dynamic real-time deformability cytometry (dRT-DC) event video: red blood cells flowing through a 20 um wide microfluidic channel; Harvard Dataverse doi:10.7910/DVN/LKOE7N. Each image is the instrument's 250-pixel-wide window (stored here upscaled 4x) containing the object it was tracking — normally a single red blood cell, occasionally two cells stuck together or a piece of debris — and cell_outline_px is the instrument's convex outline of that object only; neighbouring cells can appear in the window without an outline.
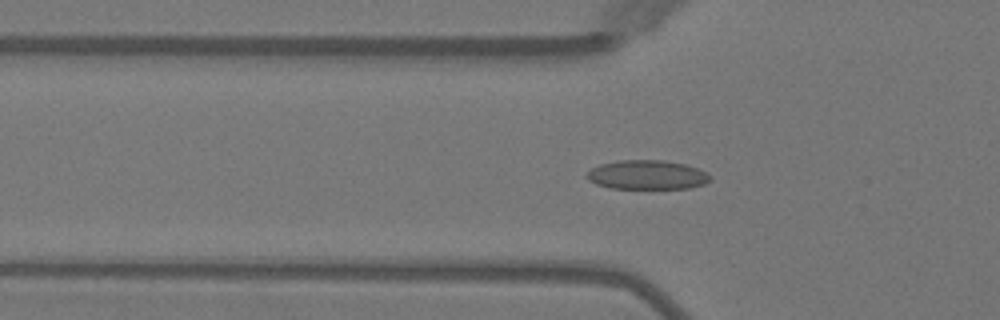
{"species": "Egyptian fruit bat (a non-hibernating species)", "species_latin": "Rousettus aegyptiacus", "temperature_condition": "warm", "stored_images_in_passage": 23, "camera_frame_rate_fps": 3000, "um_per_image_px": 0.085, "animal": {"sex": "female"}, "frame": {"image": 1, "passage_image": 8, "time_ms": 2.333, "image_size_px": [1000, 320], "cell_outline_px": [[712, 180], [704, 184], [688, 188], [612, 188], [596, 184], [588, 180], [584, 176], [592, 168], [600, 164], [616, 160], [664, 160], [684, 164], [696, 168], [712, 176]], "centroid_in_image_um": [54.98, 14.86], "position_along_channel_um": 70.8, "area_um2": 20.98}}
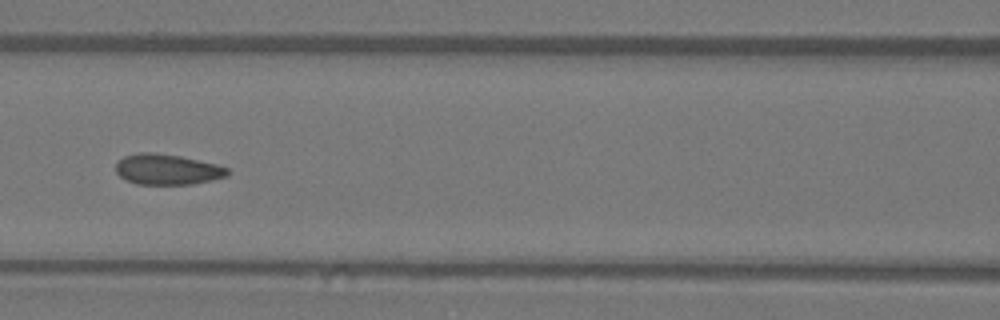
{"frame": {"image": 2, "passage_image": 14, "time_ms": 4.333, "image_size_px": [1000, 320], "cell_outline_px": [[228, 176], [212, 180], [192, 184], [136, 184], [124, 180], [116, 172], [116, 164], [124, 156], [136, 152], [152, 152], [180, 156], [216, 164], [228, 168]], "centroid_in_image_um": [14.19, 14.4], "position_along_channel_um": 152.4, "area_um2": 19.94}}
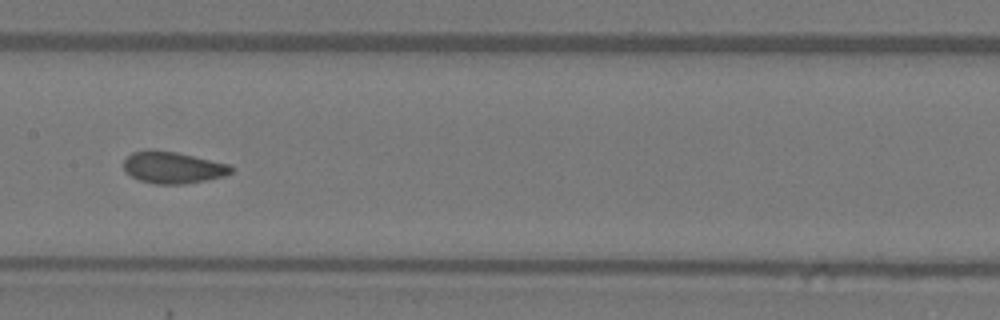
{"frame": {"image": 3, "passage_image": 17, "time_ms": 5.333, "image_size_px": [1000, 320], "cell_outline_px": [[236, 168], [232, 172], [224, 176], [184, 184], [156, 184], [140, 180], [132, 176], [124, 168], [124, 160], [132, 152], [148, 148], [152, 148], [176, 152], [232, 164]], "centroid_in_image_um": [14.73, 14.21], "position_along_channel_um": 192.7, "area_um2": 20.11}}